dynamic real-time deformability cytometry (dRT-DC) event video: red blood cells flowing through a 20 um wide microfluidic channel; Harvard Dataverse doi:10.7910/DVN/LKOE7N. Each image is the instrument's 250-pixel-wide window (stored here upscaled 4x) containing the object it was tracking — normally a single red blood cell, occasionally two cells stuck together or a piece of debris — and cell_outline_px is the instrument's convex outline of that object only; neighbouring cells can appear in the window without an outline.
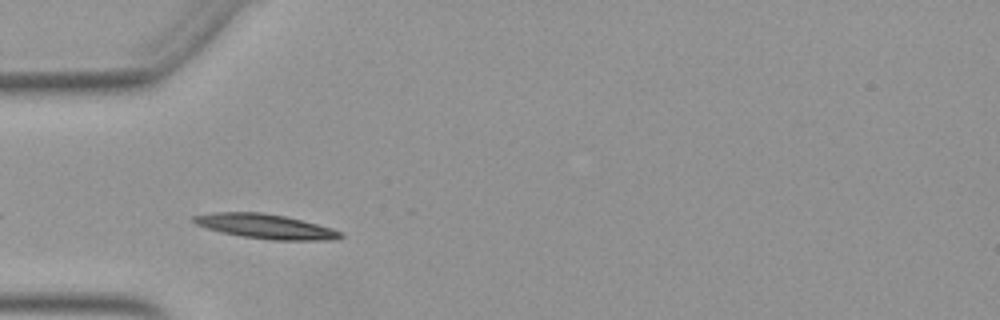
{"species": "Egyptian fruit bat (a non-hibernating species)", "species_latin": "Rousettus aegyptiacus", "temperature_condition": "warm", "stored_images_in_passage": 30, "camera_frame_rate_fps": 3000, "um_per_image_px": 0.085, "animal": {"sex": "female"}, "frame": {"image": 1, "passage_image": 2, "time_ms": 0.333, "image_size_px": [1000, 320], "cell_outline_px": [[344, 236], [332, 240], [272, 240], [240, 236], [208, 228], [196, 224], [192, 220], [192, 216], [212, 212], [260, 212], [284, 216], [332, 228], [344, 232]], "centroid_in_image_um": [22.59, 19.24], "position_along_channel_um": 62.4, "area_um2": 20.87}}
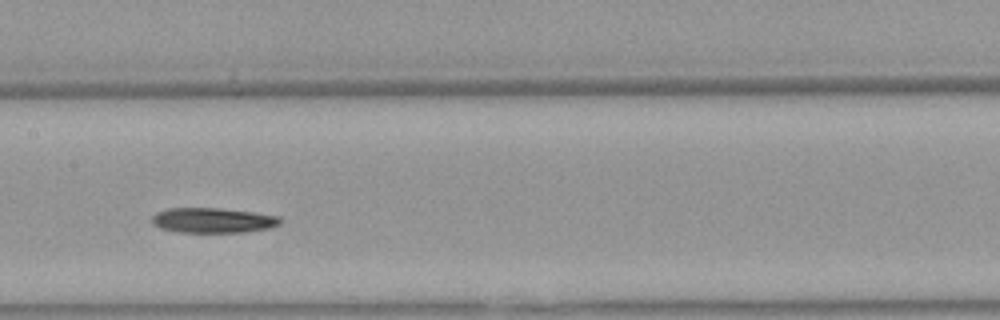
{"frame": {"image": 2, "passage_image": 12, "time_ms": 3.667, "image_size_px": [1000, 320], "cell_outline_px": [[284, 220], [280, 224], [268, 228], [244, 232], [176, 232], [160, 228], [152, 224], [152, 216], [156, 212], [168, 208], [224, 208], [280, 216]], "centroid_in_image_um": [18.1, 18.72], "position_along_channel_um": 189.3, "area_um2": 18.9}}
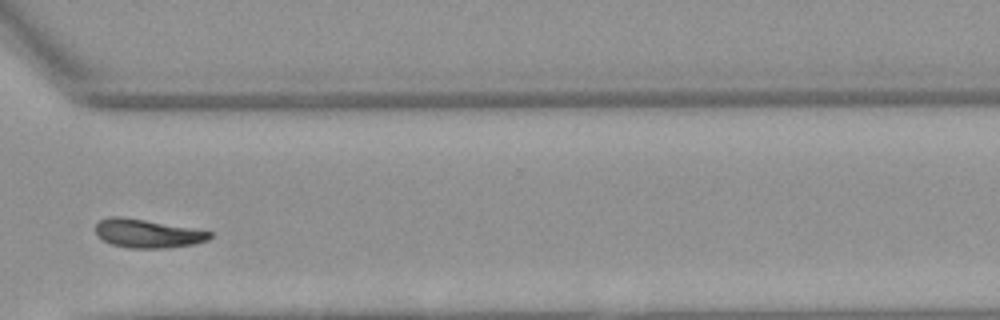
{"frame": {"image": 3, "passage_image": 25, "time_ms": 8.0, "image_size_px": [1000, 320], "cell_outline_px": [[212, 236], [208, 240], [192, 244], [164, 248], [132, 248], [112, 244], [96, 236], [96, 224], [100, 220], [108, 216], [120, 216], [196, 228], [212, 232]], "centroid_in_image_um": [12.54, 19.83], "position_along_channel_um": 358.1, "area_um2": 19.02}, "authors_computed_cell_mechanics": {"area_um2": 19.4208, "velocity_mm_per_s": 3.8973, "shape_relaxation_time_tau1_ms": 3.8952, "shape_relaxation_time_tau2_ms": null, "deformation_change_tau1": 0.1687, "deformation_change_tau2": null}}